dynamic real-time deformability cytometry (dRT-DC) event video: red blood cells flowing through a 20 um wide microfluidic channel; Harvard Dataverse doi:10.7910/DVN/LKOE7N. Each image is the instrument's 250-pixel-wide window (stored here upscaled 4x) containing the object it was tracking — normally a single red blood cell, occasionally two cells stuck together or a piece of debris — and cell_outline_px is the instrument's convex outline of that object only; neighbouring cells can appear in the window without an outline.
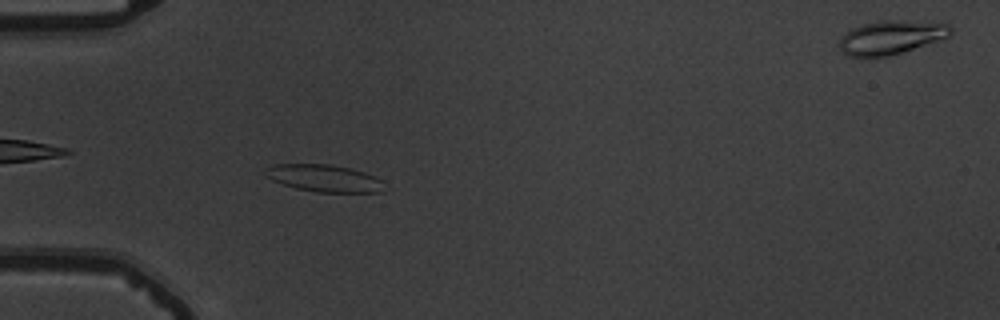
{"species": "common noctule bat (a hibernating species)", "species_latin": "Nyctalus noctula", "temperature_condition": "warm", "stored_images_in_passage": 49, "camera_frame_rate_fps": 3000, "um_per_image_px": 0.085, "animal": {"sex": "male", "body_mass_g": 19.5, "forearm_length_mm": 54.6}, "frame": {"image": 1, "passage_image": 17, "time_ms": 5.333, "image_size_px": [1000, 320], "cell_outline_px": [[384, 180], [380, 192], [316, 192], [296, 188], [272, 180], [264, 176], [264, 168], [272, 164], [328, 164], [348, 168], [364, 172], [376, 176]], "centroid_in_image_um": [27.51, 15.14], "position_along_channel_um": 57.5, "area_um2": 18.84}}
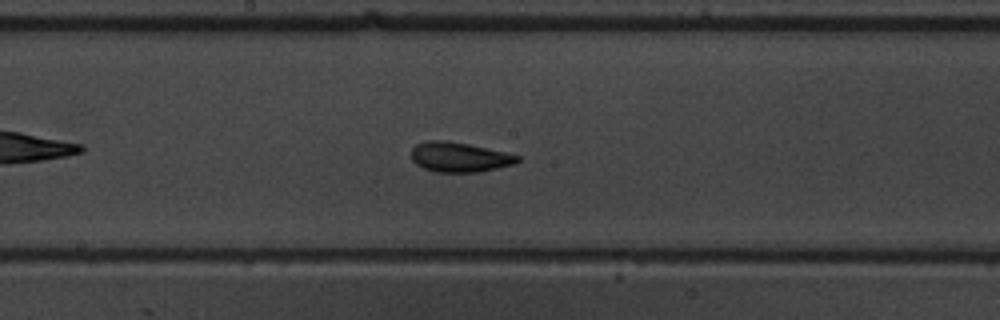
{"frame": {"image": 2, "passage_image": 30, "time_ms": 9.667, "image_size_px": [1000, 320], "cell_outline_px": [[520, 160], [516, 164], [476, 172], [436, 172], [424, 168], [416, 164], [412, 160], [412, 148], [416, 144], [428, 140], [448, 140], [468, 144], [504, 152], [520, 156]], "centroid_in_image_um": [39.04, 13.35], "position_along_channel_um": 209.2, "area_um2": 18.38}}
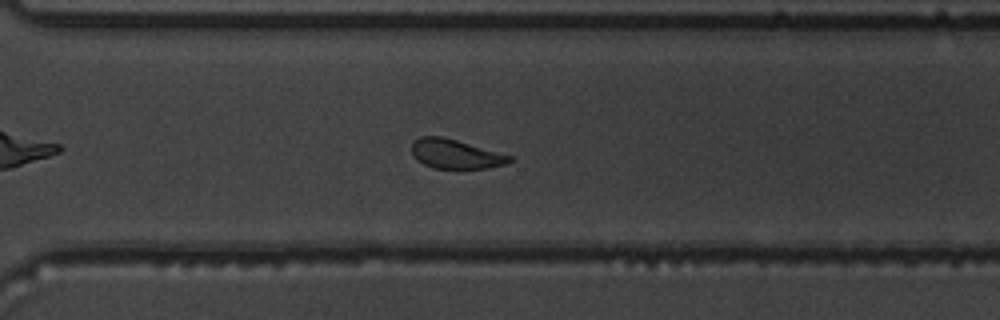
{"frame": {"image": 3, "passage_image": 40, "time_ms": 13.0, "image_size_px": [1000, 320], "cell_outline_px": [[512, 160], [508, 164], [488, 168], [432, 168], [416, 160], [412, 156], [412, 144], [420, 136], [440, 136], [456, 140], [512, 156]], "centroid_in_image_um": [38.7, 13.1], "position_along_channel_um": 331.9, "area_um2": 16.59}, "authors_computed_cell_mechanics": {"area_um2": 18.5538, "velocity_mm_per_s": 3.6928, "shape_relaxation_time_tau1_ms": 3.0032, "shape_relaxation_time_tau2_ms": 1.955, "deformation_change_tau1": 0.1215, "deformation_change_tau2": 0.0855}}